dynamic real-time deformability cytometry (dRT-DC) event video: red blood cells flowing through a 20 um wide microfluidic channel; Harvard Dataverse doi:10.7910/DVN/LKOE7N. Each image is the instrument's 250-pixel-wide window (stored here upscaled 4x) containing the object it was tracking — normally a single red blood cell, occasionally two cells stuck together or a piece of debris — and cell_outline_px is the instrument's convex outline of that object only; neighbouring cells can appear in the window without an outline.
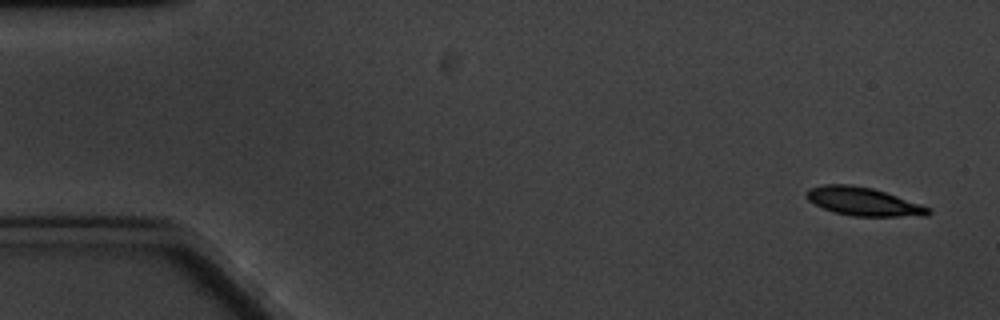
{"species": "common noctule bat (a hibernating species)", "species_latin": "Nyctalus noctula", "temperature_condition": "cold", "stored_images_in_passage": 8, "camera_frame_rate_fps": 3000, "um_per_image_px": 0.085, "animal": {"sex": "male", "body_mass_g": 20.1, "forearm_length_mm": 53.5}, "frame": {"image": 1, "passage_image": 1, "time_ms": 0.0, "image_size_px": [1000, 320], "cell_outline_px": [[932, 212], [928, 216], [852, 216], [832, 212], [808, 200], [804, 196], [808, 188], [824, 184], [852, 184], [872, 188], [932, 208]], "centroid_in_image_um": [73.37, 17.13], "position_along_channel_um": 11.6, "area_um2": 20.17}}
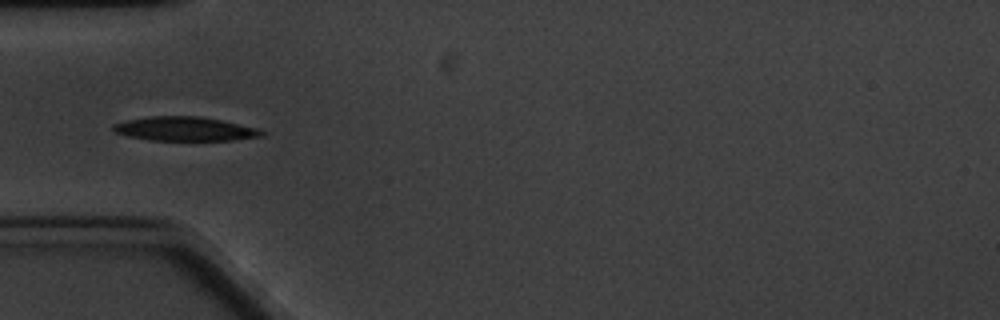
{"frame": {"image": 2, "passage_image": 5, "time_ms": 5.333, "image_size_px": [1000, 320], "cell_outline_px": [[264, 136], [232, 140], [148, 140], [128, 136], [116, 132], [112, 128], [112, 124], [124, 120], [148, 116], [196, 116], [220, 120], [260, 128], [264, 132]], "centroid_in_image_um": [15.7, 10.95], "position_along_channel_um": 69.3, "area_um2": 20.87}}